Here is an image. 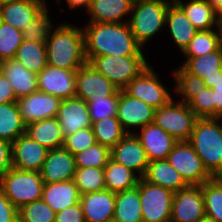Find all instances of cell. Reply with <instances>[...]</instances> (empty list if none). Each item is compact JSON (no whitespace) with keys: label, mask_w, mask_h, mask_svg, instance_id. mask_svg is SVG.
<instances>
[{"label":"cell","mask_w":222,"mask_h":222,"mask_svg":"<svg viewBox=\"0 0 222 222\" xmlns=\"http://www.w3.org/2000/svg\"><path fill=\"white\" fill-rule=\"evenodd\" d=\"M171 69L174 85V95L178 101L187 104L193 97L204 89L205 82L200 77L188 73L181 65Z\"/></svg>","instance_id":"836d02e7"},{"label":"cell","mask_w":222,"mask_h":222,"mask_svg":"<svg viewBox=\"0 0 222 222\" xmlns=\"http://www.w3.org/2000/svg\"><path fill=\"white\" fill-rule=\"evenodd\" d=\"M139 179L140 177L135 172L111 158L104 168L105 187L114 193L136 187Z\"/></svg>","instance_id":"1f68e13d"},{"label":"cell","mask_w":222,"mask_h":222,"mask_svg":"<svg viewBox=\"0 0 222 222\" xmlns=\"http://www.w3.org/2000/svg\"><path fill=\"white\" fill-rule=\"evenodd\" d=\"M174 0H135L132 5L129 25L135 40L144 48L164 34L166 13Z\"/></svg>","instance_id":"277c9868"},{"label":"cell","mask_w":222,"mask_h":222,"mask_svg":"<svg viewBox=\"0 0 222 222\" xmlns=\"http://www.w3.org/2000/svg\"><path fill=\"white\" fill-rule=\"evenodd\" d=\"M26 133V124L16 102L0 104V139L13 143Z\"/></svg>","instance_id":"d6a6232c"},{"label":"cell","mask_w":222,"mask_h":222,"mask_svg":"<svg viewBox=\"0 0 222 222\" xmlns=\"http://www.w3.org/2000/svg\"><path fill=\"white\" fill-rule=\"evenodd\" d=\"M181 65L188 73L203 79L205 86L213 88V83L222 74V47L200 57H183Z\"/></svg>","instance_id":"cb8c5ba5"},{"label":"cell","mask_w":222,"mask_h":222,"mask_svg":"<svg viewBox=\"0 0 222 222\" xmlns=\"http://www.w3.org/2000/svg\"><path fill=\"white\" fill-rule=\"evenodd\" d=\"M110 158L132 170L140 178L145 175L149 164L145 149L134 133H127L110 149Z\"/></svg>","instance_id":"4fadbf2b"},{"label":"cell","mask_w":222,"mask_h":222,"mask_svg":"<svg viewBox=\"0 0 222 222\" xmlns=\"http://www.w3.org/2000/svg\"><path fill=\"white\" fill-rule=\"evenodd\" d=\"M219 31H220V46L222 47V21H221V24L219 26Z\"/></svg>","instance_id":"11a10c76"},{"label":"cell","mask_w":222,"mask_h":222,"mask_svg":"<svg viewBox=\"0 0 222 222\" xmlns=\"http://www.w3.org/2000/svg\"><path fill=\"white\" fill-rule=\"evenodd\" d=\"M56 213L43 200H37L18 209V222H55Z\"/></svg>","instance_id":"b9f144b4"},{"label":"cell","mask_w":222,"mask_h":222,"mask_svg":"<svg viewBox=\"0 0 222 222\" xmlns=\"http://www.w3.org/2000/svg\"><path fill=\"white\" fill-rule=\"evenodd\" d=\"M45 4L49 5L48 0H42Z\"/></svg>","instance_id":"680465c9"},{"label":"cell","mask_w":222,"mask_h":222,"mask_svg":"<svg viewBox=\"0 0 222 222\" xmlns=\"http://www.w3.org/2000/svg\"><path fill=\"white\" fill-rule=\"evenodd\" d=\"M61 99L40 91L20 97L16 103L23 122L27 125L57 116Z\"/></svg>","instance_id":"5bb4252c"},{"label":"cell","mask_w":222,"mask_h":222,"mask_svg":"<svg viewBox=\"0 0 222 222\" xmlns=\"http://www.w3.org/2000/svg\"><path fill=\"white\" fill-rule=\"evenodd\" d=\"M12 143L0 139V178L12 168Z\"/></svg>","instance_id":"681fc988"},{"label":"cell","mask_w":222,"mask_h":222,"mask_svg":"<svg viewBox=\"0 0 222 222\" xmlns=\"http://www.w3.org/2000/svg\"><path fill=\"white\" fill-rule=\"evenodd\" d=\"M187 105L198 118H215V104L213 103V92L207 86Z\"/></svg>","instance_id":"f6af8a7d"},{"label":"cell","mask_w":222,"mask_h":222,"mask_svg":"<svg viewBox=\"0 0 222 222\" xmlns=\"http://www.w3.org/2000/svg\"><path fill=\"white\" fill-rule=\"evenodd\" d=\"M73 180L80 195L106 189L104 168H77Z\"/></svg>","instance_id":"ab89813d"},{"label":"cell","mask_w":222,"mask_h":222,"mask_svg":"<svg viewBox=\"0 0 222 222\" xmlns=\"http://www.w3.org/2000/svg\"><path fill=\"white\" fill-rule=\"evenodd\" d=\"M205 217L202 185H188L174 193L170 222H198Z\"/></svg>","instance_id":"7c38bea8"},{"label":"cell","mask_w":222,"mask_h":222,"mask_svg":"<svg viewBox=\"0 0 222 222\" xmlns=\"http://www.w3.org/2000/svg\"><path fill=\"white\" fill-rule=\"evenodd\" d=\"M56 118L64 138L80 129L92 127L86 101L76 96L61 101Z\"/></svg>","instance_id":"d6986e66"},{"label":"cell","mask_w":222,"mask_h":222,"mask_svg":"<svg viewBox=\"0 0 222 222\" xmlns=\"http://www.w3.org/2000/svg\"><path fill=\"white\" fill-rule=\"evenodd\" d=\"M211 89L215 104V118H222V74L218 76Z\"/></svg>","instance_id":"816d5d0a"},{"label":"cell","mask_w":222,"mask_h":222,"mask_svg":"<svg viewBox=\"0 0 222 222\" xmlns=\"http://www.w3.org/2000/svg\"><path fill=\"white\" fill-rule=\"evenodd\" d=\"M164 32H167V36L169 34L170 40L173 41L175 48L177 47L180 50L178 51L180 55L194 38L198 30L193 26L183 9L173 1L169 5L166 13Z\"/></svg>","instance_id":"44dd1931"},{"label":"cell","mask_w":222,"mask_h":222,"mask_svg":"<svg viewBox=\"0 0 222 222\" xmlns=\"http://www.w3.org/2000/svg\"><path fill=\"white\" fill-rule=\"evenodd\" d=\"M92 128L96 142L110 149L127 134L117 116L105 117L93 122Z\"/></svg>","instance_id":"d590c367"},{"label":"cell","mask_w":222,"mask_h":222,"mask_svg":"<svg viewBox=\"0 0 222 222\" xmlns=\"http://www.w3.org/2000/svg\"><path fill=\"white\" fill-rule=\"evenodd\" d=\"M0 72L10 82L17 99L38 91L37 74L15 59L0 62Z\"/></svg>","instance_id":"484cf974"},{"label":"cell","mask_w":222,"mask_h":222,"mask_svg":"<svg viewBox=\"0 0 222 222\" xmlns=\"http://www.w3.org/2000/svg\"><path fill=\"white\" fill-rule=\"evenodd\" d=\"M188 142L208 173L222 177V118H198Z\"/></svg>","instance_id":"3957f363"},{"label":"cell","mask_w":222,"mask_h":222,"mask_svg":"<svg viewBox=\"0 0 222 222\" xmlns=\"http://www.w3.org/2000/svg\"><path fill=\"white\" fill-rule=\"evenodd\" d=\"M48 149L31 139L27 134L12 143V167L23 171L40 172Z\"/></svg>","instance_id":"e0dca14e"},{"label":"cell","mask_w":222,"mask_h":222,"mask_svg":"<svg viewBox=\"0 0 222 222\" xmlns=\"http://www.w3.org/2000/svg\"><path fill=\"white\" fill-rule=\"evenodd\" d=\"M57 21L45 42L47 64L65 70L77 71L87 64L83 26Z\"/></svg>","instance_id":"7a4b0ae2"},{"label":"cell","mask_w":222,"mask_h":222,"mask_svg":"<svg viewBox=\"0 0 222 222\" xmlns=\"http://www.w3.org/2000/svg\"><path fill=\"white\" fill-rule=\"evenodd\" d=\"M174 193L140 178L143 222H170Z\"/></svg>","instance_id":"30bf717a"},{"label":"cell","mask_w":222,"mask_h":222,"mask_svg":"<svg viewBox=\"0 0 222 222\" xmlns=\"http://www.w3.org/2000/svg\"><path fill=\"white\" fill-rule=\"evenodd\" d=\"M14 59L29 71L38 74L48 65L46 45L45 43L23 40Z\"/></svg>","instance_id":"e575fe53"},{"label":"cell","mask_w":222,"mask_h":222,"mask_svg":"<svg viewBox=\"0 0 222 222\" xmlns=\"http://www.w3.org/2000/svg\"><path fill=\"white\" fill-rule=\"evenodd\" d=\"M143 179L149 183L166 188L173 193L188 186L180 173L169 164L167 159L149 162Z\"/></svg>","instance_id":"f1b7e54d"},{"label":"cell","mask_w":222,"mask_h":222,"mask_svg":"<svg viewBox=\"0 0 222 222\" xmlns=\"http://www.w3.org/2000/svg\"><path fill=\"white\" fill-rule=\"evenodd\" d=\"M133 0H92L87 22L121 23L128 22Z\"/></svg>","instance_id":"603a6c76"},{"label":"cell","mask_w":222,"mask_h":222,"mask_svg":"<svg viewBox=\"0 0 222 222\" xmlns=\"http://www.w3.org/2000/svg\"><path fill=\"white\" fill-rule=\"evenodd\" d=\"M220 47L219 29L198 31L181 53L182 57H200L216 51Z\"/></svg>","instance_id":"74e56055"},{"label":"cell","mask_w":222,"mask_h":222,"mask_svg":"<svg viewBox=\"0 0 222 222\" xmlns=\"http://www.w3.org/2000/svg\"><path fill=\"white\" fill-rule=\"evenodd\" d=\"M114 222H143L140 179L134 188L115 193Z\"/></svg>","instance_id":"f546056e"},{"label":"cell","mask_w":222,"mask_h":222,"mask_svg":"<svg viewBox=\"0 0 222 222\" xmlns=\"http://www.w3.org/2000/svg\"><path fill=\"white\" fill-rule=\"evenodd\" d=\"M134 134L145 149L149 162L167 159L178 142L154 122L138 129Z\"/></svg>","instance_id":"ac0fdd59"},{"label":"cell","mask_w":222,"mask_h":222,"mask_svg":"<svg viewBox=\"0 0 222 222\" xmlns=\"http://www.w3.org/2000/svg\"><path fill=\"white\" fill-rule=\"evenodd\" d=\"M0 222H18V209L0 189Z\"/></svg>","instance_id":"7dc6e473"},{"label":"cell","mask_w":222,"mask_h":222,"mask_svg":"<svg viewBox=\"0 0 222 222\" xmlns=\"http://www.w3.org/2000/svg\"><path fill=\"white\" fill-rule=\"evenodd\" d=\"M198 222H214V221L212 219L205 217V218L199 220Z\"/></svg>","instance_id":"6f0895ef"},{"label":"cell","mask_w":222,"mask_h":222,"mask_svg":"<svg viewBox=\"0 0 222 222\" xmlns=\"http://www.w3.org/2000/svg\"><path fill=\"white\" fill-rule=\"evenodd\" d=\"M13 1H17V0H0V6L6 3H11Z\"/></svg>","instance_id":"9f6ffc18"},{"label":"cell","mask_w":222,"mask_h":222,"mask_svg":"<svg viewBox=\"0 0 222 222\" xmlns=\"http://www.w3.org/2000/svg\"><path fill=\"white\" fill-rule=\"evenodd\" d=\"M198 31L219 29L222 18L205 0H174ZM185 1V2H184Z\"/></svg>","instance_id":"4316f807"},{"label":"cell","mask_w":222,"mask_h":222,"mask_svg":"<svg viewBox=\"0 0 222 222\" xmlns=\"http://www.w3.org/2000/svg\"><path fill=\"white\" fill-rule=\"evenodd\" d=\"M76 169L75 156L60 147L48 150L40 174L44 183H54L74 179Z\"/></svg>","instance_id":"ffe728a7"},{"label":"cell","mask_w":222,"mask_h":222,"mask_svg":"<svg viewBox=\"0 0 222 222\" xmlns=\"http://www.w3.org/2000/svg\"><path fill=\"white\" fill-rule=\"evenodd\" d=\"M42 199L57 213L80 201V193L73 179L44 183Z\"/></svg>","instance_id":"83f0119b"},{"label":"cell","mask_w":222,"mask_h":222,"mask_svg":"<svg viewBox=\"0 0 222 222\" xmlns=\"http://www.w3.org/2000/svg\"><path fill=\"white\" fill-rule=\"evenodd\" d=\"M119 90L108 98H95L92 94L86 101L92 123L105 117L117 116Z\"/></svg>","instance_id":"ee69618b"},{"label":"cell","mask_w":222,"mask_h":222,"mask_svg":"<svg viewBox=\"0 0 222 222\" xmlns=\"http://www.w3.org/2000/svg\"><path fill=\"white\" fill-rule=\"evenodd\" d=\"M85 55L89 63L99 56H146L144 49L131 32L128 22H87L83 27Z\"/></svg>","instance_id":"6da1fadb"},{"label":"cell","mask_w":222,"mask_h":222,"mask_svg":"<svg viewBox=\"0 0 222 222\" xmlns=\"http://www.w3.org/2000/svg\"><path fill=\"white\" fill-rule=\"evenodd\" d=\"M74 156L77 168H105L110 159V148L100 143H95Z\"/></svg>","instance_id":"7bdbcfd3"},{"label":"cell","mask_w":222,"mask_h":222,"mask_svg":"<svg viewBox=\"0 0 222 222\" xmlns=\"http://www.w3.org/2000/svg\"><path fill=\"white\" fill-rule=\"evenodd\" d=\"M23 40L21 30L0 20V62L14 59Z\"/></svg>","instance_id":"60d3db41"},{"label":"cell","mask_w":222,"mask_h":222,"mask_svg":"<svg viewBox=\"0 0 222 222\" xmlns=\"http://www.w3.org/2000/svg\"><path fill=\"white\" fill-rule=\"evenodd\" d=\"M51 6H46L36 15L22 30L23 39L26 41H34L45 43L49 37L51 29L54 27L56 20H52ZM50 11V12H49Z\"/></svg>","instance_id":"f35d334b"},{"label":"cell","mask_w":222,"mask_h":222,"mask_svg":"<svg viewBox=\"0 0 222 222\" xmlns=\"http://www.w3.org/2000/svg\"><path fill=\"white\" fill-rule=\"evenodd\" d=\"M47 4L42 0H17L0 6V20L23 30Z\"/></svg>","instance_id":"d4e9b609"},{"label":"cell","mask_w":222,"mask_h":222,"mask_svg":"<svg viewBox=\"0 0 222 222\" xmlns=\"http://www.w3.org/2000/svg\"><path fill=\"white\" fill-rule=\"evenodd\" d=\"M147 56H99L94 57L89 65L109 79L119 90L143 72L151 62Z\"/></svg>","instance_id":"5b68a950"},{"label":"cell","mask_w":222,"mask_h":222,"mask_svg":"<svg viewBox=\"0 0 222 222\" xmlns=\"http://www.w3.org/2000/svg\"><path fill=\"white\" fill-rule=\"evenodd\" d=\"M160 77L161 75L150 64L124 90L130 96L144 101L156 110L174 97V88L171 89L170 86L168 88Z\"/></svg>","instance_id":"ba28073f"},{"label":"cell","mask_w":222,"mask_h":222,"mask_svg":"<svg viewBox=\"0 0 222 222\" xmlns=\"http://www.w3.org/2000/svg\"><path fill=\"white\" fill-rule=\"evenodd\" d=\"M155 109L144 101L130 96L125 90H119L117 118L127 133L154 122Z\"/></svg>","instance_id":"8fae6325"},{"label":"cell","mask_w":222,"mask_h":222,"mask_svg":"<svg viewBox=\"0 0 222 222\" xmlns=\"http://www.w3.org/2000/svg\"><path fill=\"white\" fill-rule=\"evenodd\" d=\"M55 222H85L80 203L57 212Z\"/></svg>","instance_id":"c3c4849f"},{"label":"cell","mask_w":222,"mask_h":222,"mask_svg":"<svg viewBox=\"0 0 222 222\" xmlns=\"http://www.w3.org/2000/svg\"><path fill=\"white\" fill-rule=\"evenodd\" d=\"M85 222H111L115 208V193L107 189L80 195Z\"/></svg>","instance_id":"7402d4cb"},{"label":"cell","mask_w":222,"mask_h":222,"mask_svg":"<svg viewBox=\"0 0 222 222\" xmlns=\"http://www.w3.org/2000/svg\"><path fill=\"white\" fill-rule=\"evenodd\" d=\"M197 119L190 107L175 97L154 111V123L178 142L190 139Z\"/></svg>","instance_id":"52a82bcc"},{"label":"cell","mask_w":222,"mask_h":222,"mask_svg":"<svg viewBox=\"0 0 222 222\" xmlns=\"http://www.w3.org/2000/svg\"><path fill=\"white\" fill-rule=\"evenodd\" d=\"M119 89L104 75L93 69L89 63L76 71L75 96L87 101L94 94L95 98H108Z\"/></svg>","instance_id":"2e32d148"},{"label":"cell","mask_w":222,"mask_h":222,"mask_svg":"<svg viewBox=\"0 0 222 222\" xmlns=\"http://www.w3.org/2000/svg\"><path fill=\"white\" fill-rule=\"evenodd\" d=\"M76 71L47 65L37 74L38 91L61 100L75 97Z\"/></svg>","instance_id":"9a60e30c"},{"label":"cell","mask_w":222,"mask_h":222,"mask_svg":"<svg viewBox=\"0 0 222 222\" xmlns=\"http://www.w3.org/2000/svg\"><path fill=\"white\" fill-rule=\"evenodd\" d=\"M62 1L63 0H55L60 6H62ZM63 2H66V7L69 8L68 10L77 11L80 9V11L86 13L91 6L92 0H64Z\"/></svg>","instance_id":"f5cc1de1"},{"label":"cell","mask_w":222,"mask_h":222,"mask_svg":"<svg viewBox=\"0 0 222 222\" xmlns=\"http://www.w3.org/2000/svg\"><path fill=\"white\" fill-rule=\"evenodd\" d=\"M43 187L44 182L40 172L23 171L12 167L0 178V189L17 209L42 199Z\"/></svg>","instance_id":"8992f818"},{"label":"cell","mask_w":222,"mask_h":222,"mask_svg":"<svg viewBox=\"0 0 222 222\" xmlns=\"http://www.w3.org/2000/svg\"><path fill=\"white\" fill-rule=\"evenodd\" d=\"M17 97L14 94L12 86L8 79L0 72V104L16 102Z\"/></svg>","instance_id":"f907efd6"},{"label":"cell","mask_w":222,"mask_h":222,"mask_svg":"<svg viewBox=\"0 0 222 222\" xmlns=\"http://www.w3.org/2000/svg\"><path fill=\"white\" fill-rule=\"evenodd\" d=\"M25 134L48 150L63 147L64 136L56 117L27 125Z\"/></svg>","instance_id":"4dcf8cb0"},{"label":"cell","mask_w":222,"mask_h":222,"mask_svg":"<svg viewBox=\"0 0 222 222\" xmlns=\"http://www.w3.org/2000/svg\"><path fill=\"white\" fill-rule=\"evenodd\" d=\"M96 142L93 128H84L64 138L63 147L72 155L86 150Z\"/></svg>","instance_id":"bcb514c9"},{"label":"cell","mask_w":222,"mask_h":222,"mask_svg":"<svg viewBox=\"0 0 222 222\" xmlns=\"http://www.w3.org/2000/svg\"><path fill=\"white\" fill-rule=\"evenodd\" d=\"M188 185H203L213 177L188 141L177 142L167 157Z\"/></svg>","instance_id":"9c48e42d"},{"label":"cell","mask_w":222,"mask_h":222,"mask_svg":"<svg viewBox=\"0 0 222 222\" xmlns=\"http://www.w3.org/2000/svg\"><path fill=\"white\" fill-rule=\"evenodd\" d=\"M211 7L215 8L222 18V0H205Z\"/></svg>","instance_id":"db71d44e"},{"label":"cell","mask_w":222,"mask_h":222,"mask_svg":"<svg viewBox=\"0 0 222 222\" xmlns=\"http://www.w3.org/2000/svg\"><path fill=\"white\" fill-rule=\"evenodd\" d=\"M205 215L214 222H222V177H215L202 185Z\"/></svg>","instance_id":"8d00e7d4"}]
</instances>
